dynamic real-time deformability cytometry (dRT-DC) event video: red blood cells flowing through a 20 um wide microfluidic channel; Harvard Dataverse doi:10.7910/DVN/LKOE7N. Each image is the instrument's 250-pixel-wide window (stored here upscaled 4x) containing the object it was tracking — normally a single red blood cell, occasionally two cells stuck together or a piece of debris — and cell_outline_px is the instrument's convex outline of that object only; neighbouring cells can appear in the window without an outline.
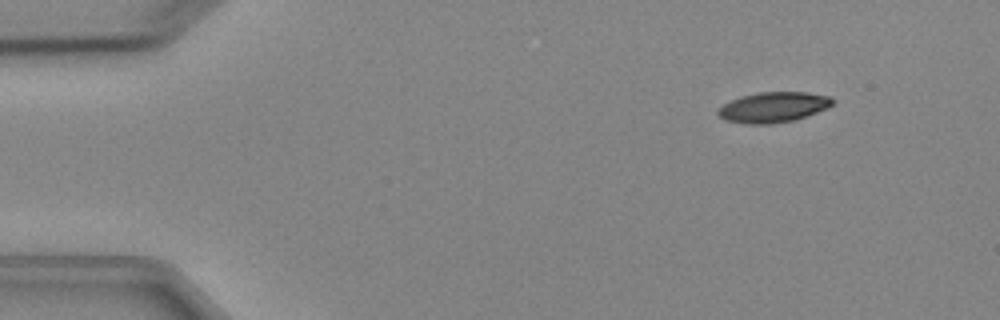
{"species": "Egyptian fruit bat (a non-hibernating species)", "species_latin": "Rousettus aegyptiacus", "temperature_condition": "cold", "stored_images_in_passage": 6, "camera_frame_rate_fps": 3000, "um_per_image_px": 0.085, "animal": {"sex": "female"}, "frame": {"image": 1, "passage_image": 1, "time_ms": 0.0, "image_size_px": [1000, 320], "cell_outline_px": [[836, 100], [828, 108], [808, 116], [792, 120], [772, 124], [748, 124], [724, 120], [716, 112], [724, 104], [740, 96], [760, 92], [808, 92], [832, 96]], "centroid_in_image_um": [65.78, 9.11], "position_along_channel_um": 19.2, "area_um2": 20.4}}
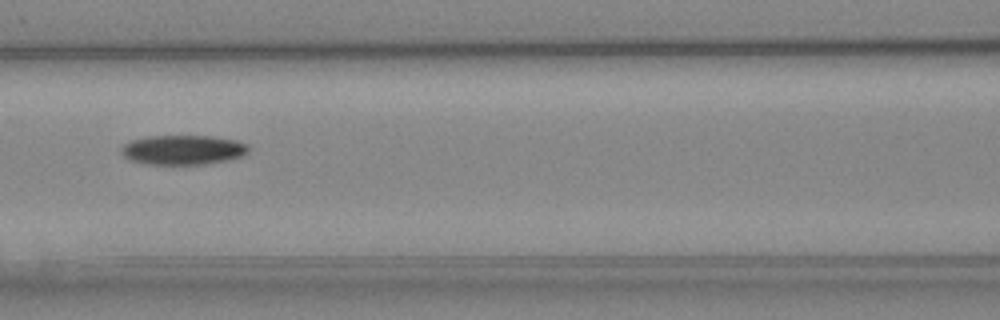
{"frame": {"image": 2, "passage_image": 6, "time_ms": 5.667, "image_size_px": [1000, 320], "cell_outline_px": [[248, 152], [244, 156], [228, 160], [204, 164], [148, 164], [128, 160], [120, 152], [120, 148], [128, 140], [148, 136], [212, 136], [236, 140], [248, 144]], "centroid_in_image_um": [15.53, 12.73], "position_along_channel_um": 151.1, "area_um2": 22.2}}